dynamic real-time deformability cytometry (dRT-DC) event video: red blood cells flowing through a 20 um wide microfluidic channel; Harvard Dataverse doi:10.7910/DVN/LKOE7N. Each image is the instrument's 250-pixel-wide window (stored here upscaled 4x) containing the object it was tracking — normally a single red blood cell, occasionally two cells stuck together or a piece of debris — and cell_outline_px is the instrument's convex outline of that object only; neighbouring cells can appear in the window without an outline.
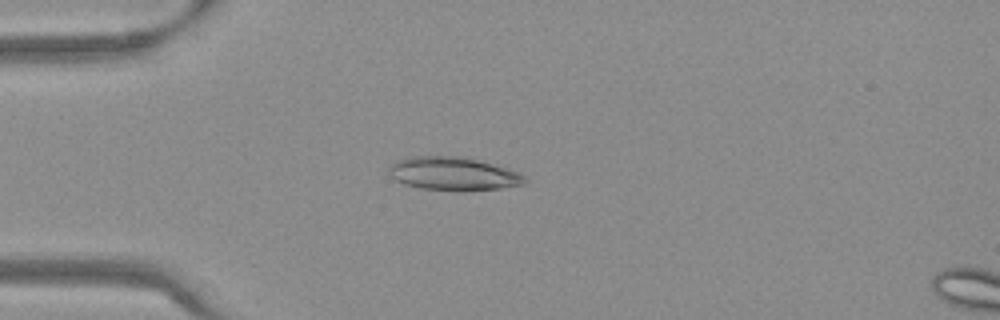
{"species": "Egyptian fruit bat (a non-hibernating species)", "species_latin": "Rousettus aegyptiacus", "temperature_condition": "warm", "stored_images_in_passage": 54, "camera_frame_rate_fps": 3000, "um_per_image_px": 0.085, "frame": {"image": 1, "passage_image": 15, "time_ms": 4.667, "image_size_px": [1000, 320], "cell_outline_px": [[528, 180], [524, 184], [500, 188], [464, 192], [456, 192], [420, 188], [404, 184], [396, 180], [388, 172], [388, 168], [396, 160], [416, 156], [460, 156], [476, 160], [504, 168], [516, 172], [524, 176]], "centroid_in_image_um": [38.5, 14.79], "position_along_channel_um": 46.5, "area_um2": 26.36}}
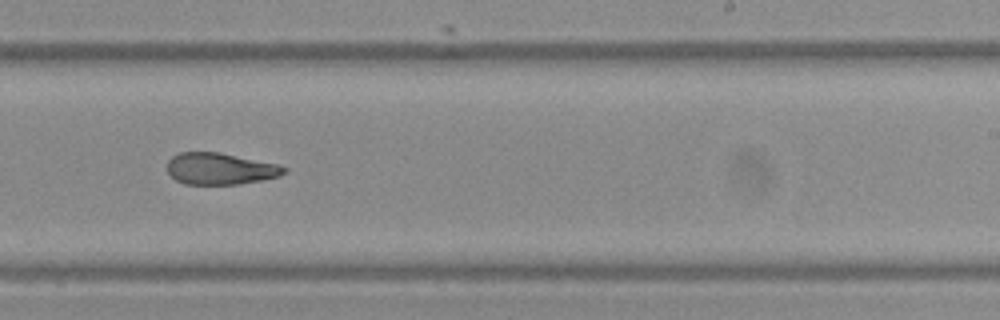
{"frame": {"image": 2, "passage_image": 34, "time_ms": 11.0, "image_size_px": [1000, 320], "cell_outline_px": [[288, 172], [280, 176], [240, 184], [184, 184], [176, 180], [168, 172], [168, 160], [172, 156], [180, 152], [220, 152], [280, 164], [288, 168]], "centroid_in_image_um": [18.76, 14.33], "position_along_channel_um": 270.2, "area_um2": 21.73}}
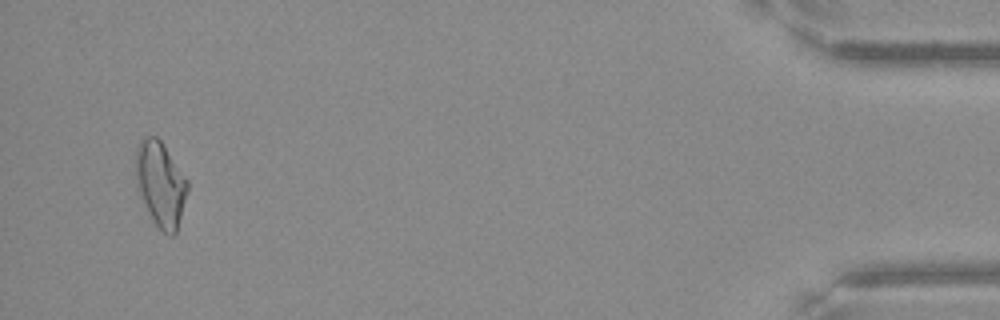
{"frame": {"image": 3, "passage_image": 52, "time_ms": 17.0, "image_size_px": [1000, 320], "cell_outline_px": [[188, 188], [176, 232], [172, 236], [168, 236], [156, 224], [136, 188], [136, 148], [140, 140], [144, 136], [156, 136], [160, 140], [188, 180]], "centroid_in_image_um": [13.63, 15.61], "position_along_channel_um": 421.6, "area_um2": 25.2}, "authors_computed_cell_mechanics": {"area_um2": 23.7558, "velocity_mm_per_s": 3.8225, "shape_relaxation_time_tau1_ms": null, "shape_relaxation_time_tau2_ms": 4.1507, "deformation_change_tau1": null, "deformation_change_tau2": 0.1289}}